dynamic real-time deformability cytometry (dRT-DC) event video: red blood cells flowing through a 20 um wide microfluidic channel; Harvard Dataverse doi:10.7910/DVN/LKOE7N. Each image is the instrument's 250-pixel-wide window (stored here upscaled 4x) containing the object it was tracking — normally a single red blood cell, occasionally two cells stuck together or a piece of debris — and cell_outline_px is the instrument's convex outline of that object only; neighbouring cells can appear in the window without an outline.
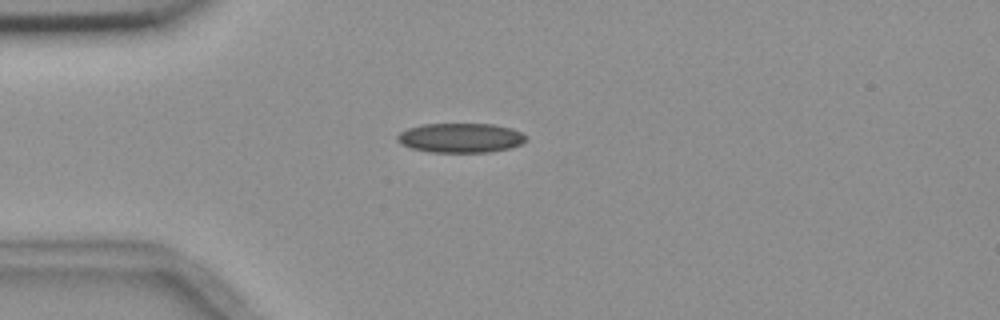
{"species": "common noctule bat (a hibernating species)", "species_latin": "Nyctalus noctula", "temperature_condition": "room temperature", "stored_images_in_passage": 5, "camera_frame_rate_fps": 3000, "um_per_image_px": 0.085, "animal": {"sex": "female", "body_mass_g": 18.4}, "frame": {"image": 1, "passage_image": 5, "time_ms": 4.667, "image_size_px": [1000, 320], "cell_outline_px": [[528, 136], [520, 144], [508, 148], [488, 152], [428, 152], [412, 148], [400, 144], [396, 140], [396, 136], [400, 132], [408, 128], [420, 124], [492, 124], [512, 128]], "centroid_in_image_um": [39.1, 11.71], "position_along_channel_um": 45.9, "area_um2": 22.14}}